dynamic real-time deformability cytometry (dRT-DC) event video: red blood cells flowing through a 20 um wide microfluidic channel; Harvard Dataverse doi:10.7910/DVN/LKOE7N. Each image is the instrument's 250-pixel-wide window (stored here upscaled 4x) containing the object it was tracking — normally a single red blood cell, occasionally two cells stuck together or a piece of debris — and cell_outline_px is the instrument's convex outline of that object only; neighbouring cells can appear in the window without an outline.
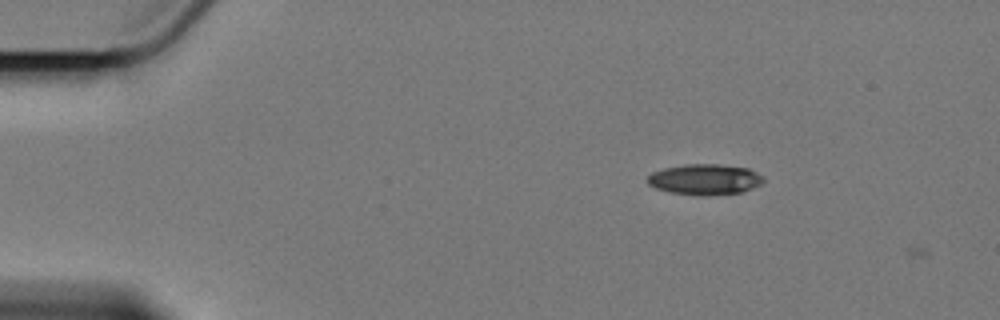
{"species": "Egyptian fruit bat (a non-hibernating species)", "species_latin": "Rousettus aegyptiacus", "temperature_condition": "cold", "stored_images_in_passage": 3, "camera_frame_rate_fps": 3000, "um_per_image_px": 0.085, "animal": {"sex": "female"}, "frame": {"image": 1, "passage_image": 1, "time_ms": 0.0, "image_size_px": [1000, 320], "cell_outline_px": [[764, 180], [760, 184], [752, 188], [740, 192], [704, 196], [672, 192], [656, 188], [648, 184], [648, 176], [652, 172], [664, 168], [684, 164], [720, 164], [748, 168], [764, 176]], "centroid_in_image_um": [59.92, 15.24], "position_along_channel_um": 25.1, "area_um2": 20.63}}